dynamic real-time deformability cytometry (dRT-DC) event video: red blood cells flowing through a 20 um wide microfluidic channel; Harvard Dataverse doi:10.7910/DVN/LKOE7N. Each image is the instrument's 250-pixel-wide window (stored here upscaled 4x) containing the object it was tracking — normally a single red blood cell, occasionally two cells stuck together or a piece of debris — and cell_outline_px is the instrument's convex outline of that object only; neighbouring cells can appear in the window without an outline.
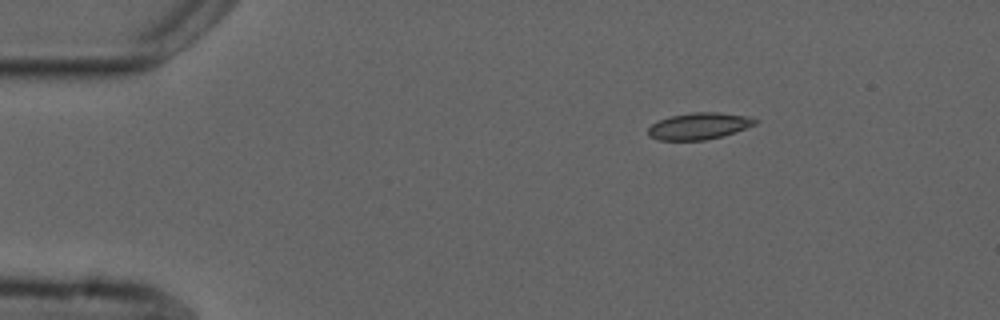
{"species": "common noctule bat (a hibernating species)", "species_latin": "Nyctalus noctula", "temperature_condition": "cold", "stored_images_in_passage": 3, "camera_frame_rate_fps": 3000, "um_per_image_px": 0.085, "animal": {"sex": "male", "forearm_length_mm": 52.5}, "frame": {"image": 1, "passage_image": 1, "time_ms": 0.0, "image_size_px": [1000, 320], "cell_outline_px": [[756, 124], [720, 136], [704, 140], [660, 140], [648, 136], [648, 128], [652, 124], [660, 120], [672, 116], [692, 112], [716, 112], [744, 116], [756, 120]], "centroid_in_image_um": [59.34, 10.72], "position_along_channel_um": 25.7, "area_um2": 16.13}}